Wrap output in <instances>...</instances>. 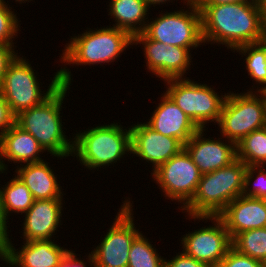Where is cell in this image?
<instances>
[{"label":"cell","instance_id":"obj_1","mask_svg":"<svg viewBox=\"0 0 266 267\" xmlns=\"http://www.w3.org/2000/svg\"><path fill=\"white\" fill-rule=\"evenodd\" d=\"M197 5L204 44H221L236 52V48L258 43L265 36L259 2Z\"/></svg>","mask_w":266,"mask_h":267},{"label":"cell","instance_id":"obj_2","mask_svg":"<svg viewBox=\"0 0 266 267\" xmlns=\"http://www.w3.org/2000/svg\"><path fill=\"white\" fill-rule=\"evenodd\" d=\"M69 89V86L61 85L43 104L22 111L15 117V123L30 133L45 151L61 159L73 153V138L68 139L65 135L63 129L66 128L62 124L65 122L60 116Z\"/></svg>","mask_w":266,"mask_h":267},{"label":"cell","instance_id":"obj_3","mask_svg":"<svg viewBox=\"0 0 266 267\" xmlns=\"http://www.w3.org/2000/svg\"><path fill=\"white\" fill-rule=\"evenodd\" d=\"M20 56L21 54L8 67L0 87V93L15 117L22 111L43 104L61 85L71 86L73 81L70 69L64 65L54 73L47 91H42L37 72H34L28 60Z\"/></svg>","mask_w":266,"mask_h":267},{"label":"cell","instance_id":"obj_4","mask_svg":"<svg viewBox=\"0 0 266 267\" xmlns=\"http://www.w3.org/2000/svg\"><path fill=\"white\" fill-rule=\"evenodd\" d=\"M246 169L247 165L236 159L201 175L194 197L182 211L190 216H219L231 201L243 195Z\"/></svg>","mask_w":266,"mask_h":267},{"label":"cell","instance_id":"obj_5","mask_svg":"<svg viewBox=\"0 0 266 267\" xmlns=\"http://www.w3.org/2000/svg\"><path fill=\"white\" fill-rule=\"evenodd\" d=\"M81 132L74 135L72 156L89 170L96 168L98 171L99 167L116 164L127 153L131 156L130 127L123 129L122 125L113 122Z\"/></svg>","mask_w":266,"mask_h":267},{"label":"cell","instance_id":"obj_6","mask_svg":"<svg viewBox=\"0 0 266 267\" xmlns=\"http://www.w3.org/2000/svg\"><path fill=\"white\" fill-rule=\"evenodd\" d=\"M87 30L69 39L62 51L61 63L77 66L111 63L133 45V37L127 31L111 25Z\"/></svg>","mask_w":266,"mask_h":267},{"label":"cell","instance_id":"obj_7","mask_svg":"<svg viewBox=\"0 0 266 267\" xmlns=\"http://www.w3.org/2000/svg\"><path fill=\"white\" fill-rule=\"evenodd\" d=\"M164 83L167 84L165 93L199 129L206 128L209 121L218 123L228 93L218 95L213 87L188 77L168 79Z\"/></svg>","mask_w":266,"mask_h":267},{"label":"cell","instance_id":"obj_8","mask_svg":"<svg viewBox=\"0 0 266 267\" xmlns=\"http://www.w3.org/2000/svg\"><path fill=\"white\" fill-rule=\"evenodd\" d=\"M254 90L252 86L244 93L230 91L217 123L222 138L236 145L249 133L266 126L263 95Z\"/></svg>","mask_w":266,"mask_h":267},{"label":"cell","instance_id":"obj_9","mask_svg":"<svg viewBox=\"0 0 266 267\" xmlns=\"http://www.w3.org/2000/svg\"><path fill=\"white\" fill-rule=\"evenodd\" d=\"M188 9H179L161 13L158 17L150 18L142 32L147 38L162 42L165 45L180 46L195 49L202 46L201 12L195 0L186 6ZM190 9V10H189ZM194 47V48H193Z\"/></svg>","mask_w":266,"mask_h":267},{"label":"cell","instance_id":"obj_10","mask_svg":"<svg viewBox=\"0 0 266 267\" xmlns=\"http://www.w3.org/2000/svg\"><path fill=\"white\" fill-rule=\"evenodd\" d=\"M122 203L105 237L91 251L94 267H128L129 251L140 231L134 224L133 203L129 198Z\"/></svg>","mask_w":266,"mask_h":267},{"label":"cell","instance_id":"obj_11","mask_svg":"<svg viewBox=\"0 0 266 267\" xmlns=\"http://www.w3.org/2000/svg\"><path fill=\"white\" fill-rule=\"evenodd\" d=\"M201 175L197 165L184 148L151 172L153 180L165 193L164 197L178 204L181 203V210L194 197Z\"/></svg>","mask_w":266,"mask_h":267},{"label":"cell","instance_id":"obj_12","mask_svg":"<svg viewBox=\"0 0 266 267\" xmlns=\"http://www.w3.org/2000/svg\"><path fill=\"white\" fill-rule=\"evenodd\" d=\"M194 220H211L212 226L201 227L183 235V252L209 267H216L232 247L229 232L219 216H190Z\"/></svg>","mask_w":266,"mask_h":267},{"label":"cell","instance_id":"obj_13","mask_svg":"<svg viewBox=\"0 0 266 267\" xmlns=\"http://www.w3.org/2000/svg\"><path fill=\"white\" fill-rule=\"evenodd\" d=\"M142 44L146 68L156 77L165 81L184 78L192 63L191 52L180 46L165 45L162 42L147 38L143 33L133 36V45Z\"/></svg>","mask_w":266,"mask_h":267},{"label":"cell","instance_id":"obj_14","mask_svg":"<svg viewBox=\"0 0 266 267\" xmlns=\"http://www.w3.org/2000/svg\"><path fill=\"white\" fill-rule=\"evenodd\" d=\"M130 129L131 153L152 163V172L184 148L178 139L158 133L146 122L133 124Z\"/></svg>","mask_w":266,"mask_h":267},{"label":"cell","instance_id":"obj_15","mask_svg":"<svg viewBox=\"0 0 266 267\" xmlns=\"http://www.w3.org/2000/svg\"><path fill=\"white\" fill-rule=\"evenodd\" d=\"M23 244L18 250L9 239L0 249V259L5 265L9 264V267H57L70 251L52 239L24 241Z\"/></svg>","mask_w":266,"mask_h":267},{"label":"cell","instance_id":"obj_16","mask_svg":"<svg viewBox=\"0 0 266 267\" xmlns=\"http://www.w3.org/2000/svg\"><path fill=\"white\" fill-rule=\"evenodd\" d=\"M206 129H199L191 139L184 144V149L197 165L200 173L206 174L230 165L237 159L236 144L222 138H205ZM204 134V135H203Z\"/></svg>","mask_w":266,"mask_h":267},{"label":"cell","instance_id":"obj_17","mask_svg":"<svg viewBox=\"0 0 266 267\" xmlns=\"http://www.w3.org/2000/svg\"><path fill=\"white\" fill-rule=\"evenodd\" d=\"M64 199L34 200L25 213L22 227L24 241L51 240L61 224ZM53 236V237H52Z\"/></svg>","mask_w":266,"mask_h":267},{"label":"cell","instance_id":"obj_18","mask_svg":"<svg viewBox=\"0 0 266 267\" xmlns=\"http://www.w3.org/2000/svg\"><path fill=\"white\" fill-rule=\"evenodd\" d=\"M230 238L247 230L266 227V199L241 195L219 215Z\"/></svg>","mask_w":266,"mask_h":267},{"label":"cell","instance_id":"obj_19","mask_svg":"<svg viewBox=\"0 0 266 267\" xmlns=\"http://www.w3.org/2000/svg\"><path fill=\"white\" fill-rule=\"evenodd\" d=\"M152 112L147 124L158 133L178 139L183 145L199 130L194 122L166 94Z\"/></svg>","mask_w":266,"mask_h":267},{"label":"cell","instance_id":"obj_20","mask_svg":"<svg viewBox=\"0 0 266 267\" xmlns=\"http://www.w3.org/2000/svg\"><path fill=\"white\" fill-rule=\"evenodd\" d=\"M44 152L46 151L39 142L16 123L0 136V168L5 171L8 168L6 159L14 164L21 163L20 165L37 163L44 161L39 155Z\"/></svg>","mask_w":266,"mask_h":267},{"label":"cell","instance_id":"obj_21","mask_svg":"<svg viewBox=\"0 0 266 267\" xmlns=\"http://www.w3.org/2000/svg\"><path fill=\"white\" fill-rule=\"evenodd\" d=\"M46 161L17 165L16 174L30 190L34 200L63 199V189ZM50 166V167H49ZM62 190V191H61Z\"/></svg>","mask_w":266,"mask_h":267},{"label":"cell","instance_id":"obj_22","mask_svg":"<svg viewBox=\"0 0 266 267\" xmlns=\"http://www.w3.org/2000/svg\"><path fill=\"white\" fill-rule=\"evenodd\" d=\"M109 7L108 15L116 22L112 27L125 30L132 37L144 31L150 14L145 0H111Z\"/></svg>","mask_w":266,"mask_h":267},{"label":"cell","instance_id":"obj_23","mask_svg":"<svg viewBox=\"0 0 266 267\" xmlns=\"http://www.w3.org/2000/svg\"><path fill=\"white\" fill-rule=\"evenodd\" d=\"M3 186H1V206L5 219L8 220L13 212L25 214L34 202L30 190L17 175Z\"/></svg>","mask_w":266,"mask_h":267},{"label":"cell","instance_id":"obj_24","mask_svg":"<svg viewBox=\"0 0 266 267\" xmlns=\"http://www.w3.org/2000/svg\"><path fill=\"white\" fill-rule=\"evenodd\" d=\"M236 149L237 159L247 166L266 164V126L246 135Z\"/></svg>","mask_w":266,"mask_h":267},{"label":"cell","instance_id":"obj_25","mask_svg":"<svg viewBox=\"0 0 266 267\" xmlns=\"http://www.w3.org/2000/svg\"><path fill=\"white\" fill-rule=\"evenodd\" d=\"M231 243L237 252L266 265V227L239 233L231 239Z\"/></svg>","mask_w":266,"mask_h":267},{"label":"cell","instance_id":"obj_26","mask_svg":"<svg viewBox=\"0 0 266 267\" xmlns=\"http://www.w3.org/2000/svg\"><path fill=\"white\" fill-rule=\"evenodd\" d=\"M239 54L246 56L245 67L256 84L261 85L255 91L266 90V57L264 49L258 43H251L235 49Z\"/></svg>","mask_w":266,"mask_h":267},{"label":"cell","instance_id":"obj_27","mask_svg":"<svg viewBox=\"0 0 266 267\" xmlns=\"http://www.w3.org/2000/svg\"><path fill=\"white\" fill-rule=\"evenodd\" d=\"M141 232L134 238L129 251L128 267H164L165 258ZM155 248V249H154Z\"/></svg>","mask_w":266,"mask_h":267},{"label":"cell","instance_id":"obj_28","mask_svg":"<svg viewBox=\"0 0 266 267\" xmlns=\"http://www.w3.org/2000/svg\"><path fill=\"white\" fill-rule=\"evenodd\" d=\"M264 166L265 165L247 166L245 172L244 196L266 199V168Z\"/></svg>","mask_w":266,"mask_h":267},{"label":"cell","instance_id":"obj_29","mask_svg":"<svg viewBox=\"0 0 266 267\" xmlns=\"http://www.w3.org/2000/svg\"><path fill=\"white\" fill-rule=\"evenodd\" d=\"M8 5L9 3H0V43L14 46L13 40L18 36L20 23L17 15L11 10L12 7Z\"/></svg>","mask_w":266,"mask_h":267},{"label":"cell","instance_id":"obj_30","mask_svg":"<svg viewBox=\"0 0 266 267\" xmlns=\"http://www.w3.org/2000/svg\"><path fill=\"white\" fill-rule=\"evenodd\" d=\"M216 267H266L262 262L230 248L226 256Z\"/></svg>","mask_w":266,"mask_h":267},{"label":"cell","instance_id":"obj_31","mask_svg":"<svg viewBox=\"0 0 266 267\" xmlns=\"http://www.w3.org/2000/svg\"><path fill=\"white\" fill-rule=\"evenodd\" d=\"M18 52H15L13 45H6L0 43V87L2 85L3 77L10 66L16 59Z\"/></svg>","mask_w":266,"mask_h":267},{"label":"cell","instance_id":"obj_32","mask_svg":"<svg viewBox=\"0 0 266 267\" xmlns=\"http://www.w3.org/2000/svg\"><path fill=\"white\" fill-rule=\"evenodd\" d=\"M164 267H209L205 263L186 255L183 251L177 253L171 260L165 259Z\"/></svg>","mask_w":266,"mask_h":267},{"label":"cell","instance_id":"obj_33","mask_svg":"<svg viewBox=\"0 0 266 267\" xmlns=\"http://www.w3.org/2000/svg\"><path fill=\"white\" fill-rule=\"evenodd\" d=\"M15 123V116L10 110L8 103L0 93V136Z\"/></svg>","mask_w":266,"mask_h":267},{"label":"cell","instance_id":"obj_34","mask_svg":"<svg viewBox=\"0 0 266 267\" xmlns=\"http://www.w3.org/2000/svg\"><path fill=\"white\" fill-rule=\"evenodd\" d=\"M74 252L75 251L70 250L57 267H86L87 263L90 264V265L88 264V266L94 267V258L92 253H89L88 257L86 258L88 259L86 262L85 259L82 260L77 258L78 255H76V253Z\"/></svg>","mask_w":266,"mask_h":267},{"label":"cell","instance_id":"obj_35","mask_svg":"<svg viewBox=\"0 0 266 267\" xmlns=\"http://www.w3.org/2000/svg\"><path fill=\"white\" fill-rule=\"evenodd\" d=\"M5 173V170H3L2 168H0V174ZM9 221H6L4 215H3V211H2V206H1V188H0V249L5 246V244L8 242L9 240V232L8 230V226L7 223Z\"/></svg>","mask_w":266,"mask_h":267},{"label":"cell","instance_id":"obj_36","mask_svg":"<svg viewBox=\"0 0 266 267\" xmlns=\"http://www.w3.org/2000/svg\"><path fill=\"white\" fill-rule=\"evenodd\" d=\"M197 4H228L237 2H259V0H195Z\"/></svg>","mask_w":266,"mask_h":267},{"label":"cell","instance_id":"obj_37","mask_svg":"<svg viewBox=\"0 0 266 267\" xmlns=\"http://www.w3.org/2000/svg\"><path fill=\"white\" fill-rule=\"evenodd\" d=\"M261 7V16H262V27L266 35V0H259Z\"/></svg>","mask_w":266,"mask_h":267},{"label":"cell","instance_id":"obj_38","mask_svg":"<svg viewBox=\"0 0 266 267\" xmlns=\"http://www.w3.org/2000/svg\"><path fill=\"white\" fill-rule=\"evenodd\" d=\"M171 2L172 0H145V2H146V4H147V6L149 7V8H151L152 6L151 5H153V7H155V6H157V5H161V4H168V2ZM186 1V2H185ZM190 1H192V0H184V4H188V3H190ZM161 3V4H160ZM157 4V5H156Z\"/></svg>","mask_w":266,"mask_h":267},{"label":"cell","instance_id":"obj_39","mask_svg":"<svg viewBox=\"0 0 266 267\" xmlns=\"http://www.w3.org/2000/svg\"><path fill=\"white\" fill-rule=\"evenodd\" d=\"M258 44L264 49L266 57V35L258 42Z\"/></svg>","mask_w":266,"mask_h":267},{"label":"cell","instance_id":"obj_40","mask_svg":"<svg viewBox=\"0 0 266 267\" xmlns=\"http://www.w3.org/2000/svg\"><path fill=\"white\" fill-rule=\"evenodd\" d=\"M263 95L264 106H265V121H266V90L259 91Z\"/></svg>","mask_w":266,"mask_h":267},{"label":"cell","instance_id":"obj_41","mask_svg":"<svg viewBox=\"0 0 266 267\" xmlns=\"http://www.w3.org/2000/svg\"><path fill=\"white\" fill-rule=\"evenodd\" d=\"M27 1L30 2V1H33V0H15V2H19L20 4L26 3ZM0 2L6 4L5 0H0Z\"/></svg>","mask_w":266,"mask_h":267}]
</instances>
